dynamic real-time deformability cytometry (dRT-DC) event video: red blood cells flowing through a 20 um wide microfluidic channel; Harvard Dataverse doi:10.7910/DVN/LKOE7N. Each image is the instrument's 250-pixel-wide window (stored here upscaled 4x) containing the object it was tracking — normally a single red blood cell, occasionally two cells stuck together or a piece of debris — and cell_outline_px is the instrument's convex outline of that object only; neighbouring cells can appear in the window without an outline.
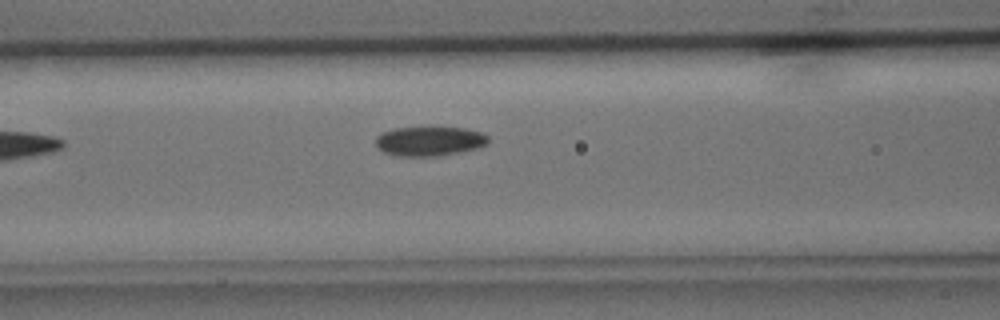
{"species": "common noctule bat (a hibernating species)", "species_latin": "Nyctalus noctula", "temperature_condition": "cold", "stored_images_in_passage": 4, "camera_frame_rate_fps": 3000, "um_per_image_px": 0.085, "animal": {"sex": "male", "body_mass_g": 15.6}, "frame": {"image": 1, "passage_image": 4, "time_ms": 3.667, "image_size_px": [1000, 320], "cell_outline_px": [[488, 144], [480, 148], [440, 156], [396, 156], [384, 152], [376, 148], [376, 136], [392, 128], [428, 124], [464, 128], [484, 132], [488, 136]], "centroid_in_image_um": [36.52, 11.95], "position_along_channel_um": 130.1, "area_um2": 20.52}}